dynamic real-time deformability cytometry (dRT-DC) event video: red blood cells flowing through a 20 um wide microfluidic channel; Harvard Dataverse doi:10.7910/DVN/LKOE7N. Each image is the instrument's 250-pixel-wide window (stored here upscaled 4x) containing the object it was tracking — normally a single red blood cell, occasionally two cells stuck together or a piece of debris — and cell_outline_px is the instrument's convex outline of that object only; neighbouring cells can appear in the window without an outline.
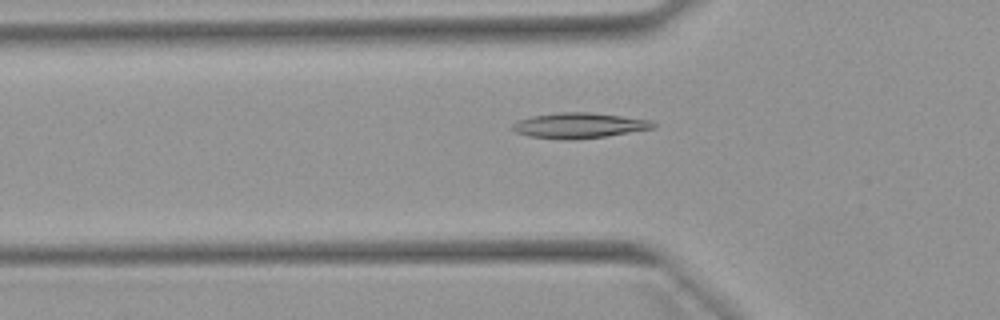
{"species": "Egyptian fruit bat (a non-hibernating species)", "species_latin": "Rousettus aegyptiacus", "temperature_condition": "warm", "stored_images_in_passage": 45, "camera_frame_rate_fps": 3000, "um_per_image_px": 0.085, "animal": {"sex": "female"}, "frame": {"image": 1, "passage_image": 14, "time_ms": 4.333, "image_size_px": [1000, 320], "cell_outline_px": [[656, 128], [608, 136], [572, 140], [568, 140], [528, 136], [516, 132], [508, 128], [516, 120], [532, 116], [560, 112], [588, 112], [652, 120], [656, 124]], "centroid_in_image_um": [49.2, 10.67], "position_along_channel_um": 76.6, "area_um2": 21.04}}
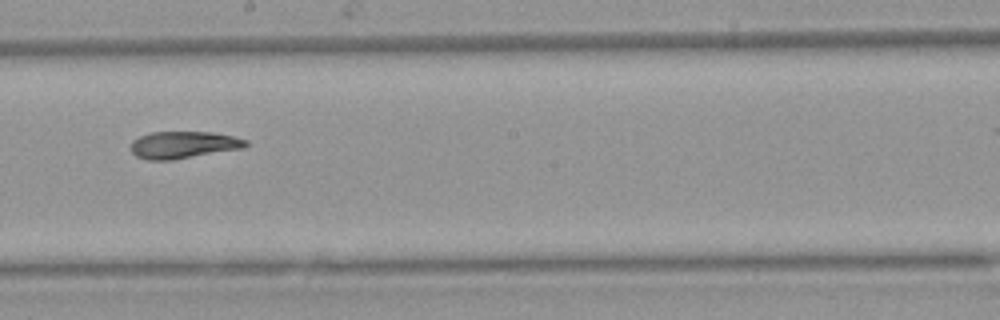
{"frame": {"image": 2, "passage_image": 26, "time_ms": 8.333, "image_size_px": [1000, 320], "cell_outline_px": [[248, 144], [244, 148], [172, 160], [148, 160], [136, 156], [128, 148], [132, 140], [140, 136], [152, 132], [212, 132], [232, 136], [248, 140]], "centroid_in_image_um": [15.56, 12.31], "position_along_channel_um": 232.6, "area_um2": 18.26}}
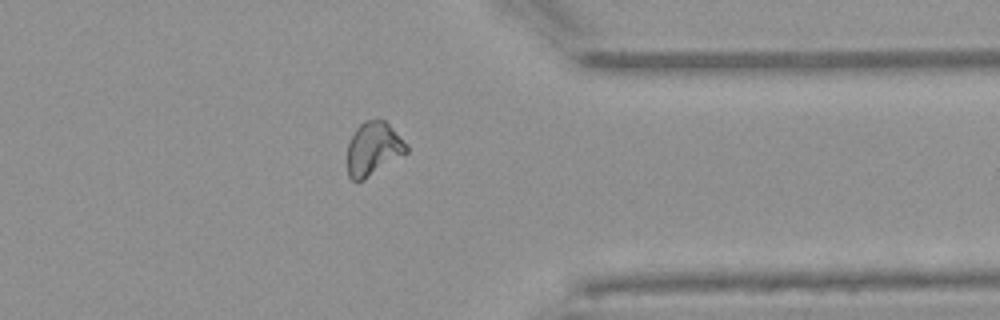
{"frame": {"image": 3, "passage_image": 38, "time_ms": 12.333, "image_size_px": [1000, 320], "cell_outline_px": [[408, 152], [364, 180], [352, 180], [348, 176], [348, 144], [356, 128], [364, 120], [384, 120], [408, 144]], "centroid_in_image_um": [31.74, 12.65], "position_along_channel_um": 379.7, "area_um2": 18.26}, "authors_computed_cell_mechanics": {"area_um2": 18.9006, "velocity_mm_per_s": 3.9039, "shape_relaxation_time_tau1_ms": null, "shape_relaxation_time_tau2_ms": 5.7779, "deformation_change_tau1": null, "deformation_change_tau2": 0.1124}}